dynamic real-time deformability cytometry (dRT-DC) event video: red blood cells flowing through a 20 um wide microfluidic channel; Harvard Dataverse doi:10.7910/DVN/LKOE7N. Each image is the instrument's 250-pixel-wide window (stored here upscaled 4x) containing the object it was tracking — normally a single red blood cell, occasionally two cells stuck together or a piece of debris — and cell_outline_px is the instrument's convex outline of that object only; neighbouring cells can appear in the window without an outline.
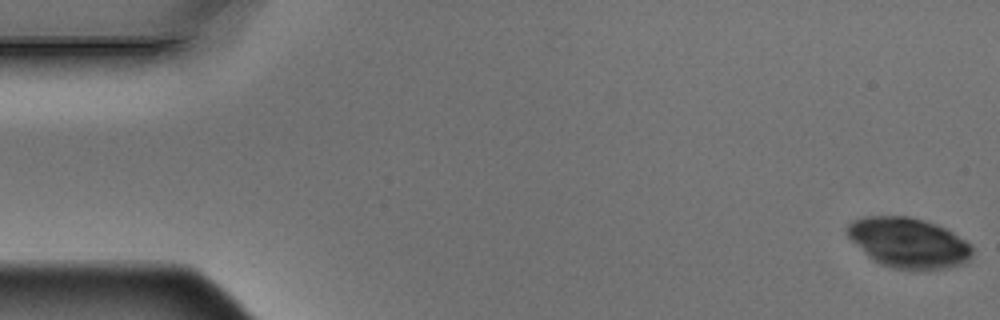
{"species": "Egyptian fruit bat (a non-hibernating species)", "species_latin": "Rousettus aegyptiacus", "temperature_condition": "warm", "stored_images_in_passage": 6, "camera_frame_rate_fps": 3000, "um_per_image_px": 0.085, "animal": {"sex": "male"}, "frame": {"image": 1, "passage_image": 1, "time_ms": 0.0, "image_size_px": [1000, 320], "cell_outline_px": [[972, 256], [968, 260], [960, 264], [948, 268], [892, 268], [880, 264], [872, 260], [844, 232], [848, 224], [852, 220], [864, 216], [912, 216], [936, 224], [952, 232], [964, 240], [972, 248]], "centroid_in_image_um": [77.17, 20.6], "position_along_channel_um": 7.8, "area_um2": 36.18}}